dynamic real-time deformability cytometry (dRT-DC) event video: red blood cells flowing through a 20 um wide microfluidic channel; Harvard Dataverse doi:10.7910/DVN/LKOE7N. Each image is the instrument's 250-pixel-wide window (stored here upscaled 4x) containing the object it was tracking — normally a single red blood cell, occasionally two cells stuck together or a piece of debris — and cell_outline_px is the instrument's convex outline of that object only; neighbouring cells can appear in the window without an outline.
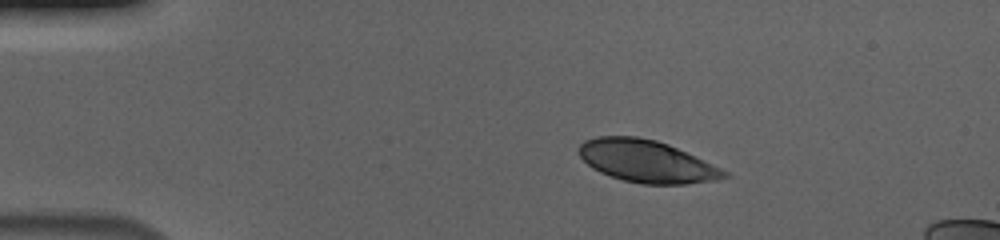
{"species": "human", "species_latin": "Homo sapiens", "temperature_condition": "cold", "stored_images_in_passage": 47, "camera_frame_rate_fps": 3000, "um_per_image_px": 0.085, "donor": {"sex": "male"}, "frame": {"image": 1, "passage_image": 1, "time_ms": 0.0, "image_size_px": [1000, 240], "cell_outline_px": [[732, 176], [716, 180], [688, 184], [640, 184], [624, 180], [600, 172], [592, 168], [580, 156], [580, 144], [584, 140], [596, 136], [636, 136], [656, 140], [668, 144], [720, 168], [728, 172]], "centroid_in_image_um": [54.97, 13.71], "position_along_channel_um": 30.0, "area_um2": 35.55}}
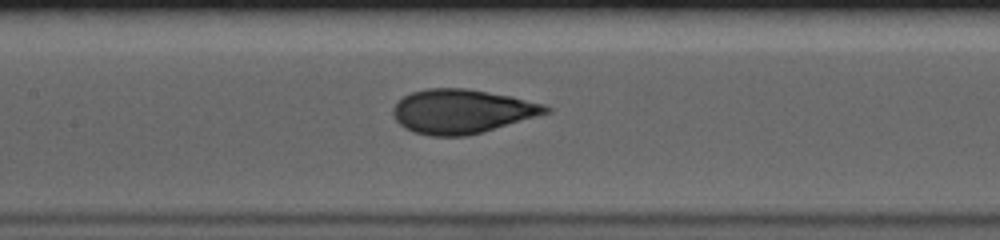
{"frame": {"image": 2, "passage_image": 18, "time_ms": 5.667, "image_size_px": [1000, 240], "cell_outline_px": [[552, 112], [480, 132], [464, 136], [428, 136], [412, 132], [404, 128], [396, 120], [392, 112], [392, 108], [404, 96], [412, 92], [428, 88], [464, 88], [512, 96], [544, 104], [552, 108]], "centroid_in_image_um": [39.25, 9.46], "position_along_channel_um": 168.1, "area_um2": 39.13}}
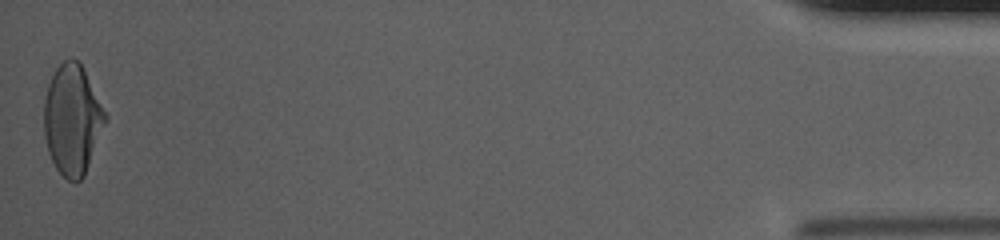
{"frame": {"image": 3, "passage_image": 47, "time_ms": 15.333, "image_size_px": [1000, 240], "cell_outline_px": [[108, 116], [84, 176], [76, 184], [68, 180], [56, 168], [48, 152], [44, 136], [44, 100], [48, 84], [56, 68], [64, 60], [72, 56], [80, 64]], "centroid_in_image_um": [6.13, 10.19], "position_along_channel_um": 429.1, "area_um2": 38.96}, "authors_computed_cell_mechanics": {"area_um2": 38.8994, "velocity_mm_per_s": 3.6184, "shape_relaxation_time_tau1_ms": 4.744, "shape_relaxation_time_tau2_ms": null, "deformation_change_tau1": 0.1919, "deformation_change_tau2": null}}